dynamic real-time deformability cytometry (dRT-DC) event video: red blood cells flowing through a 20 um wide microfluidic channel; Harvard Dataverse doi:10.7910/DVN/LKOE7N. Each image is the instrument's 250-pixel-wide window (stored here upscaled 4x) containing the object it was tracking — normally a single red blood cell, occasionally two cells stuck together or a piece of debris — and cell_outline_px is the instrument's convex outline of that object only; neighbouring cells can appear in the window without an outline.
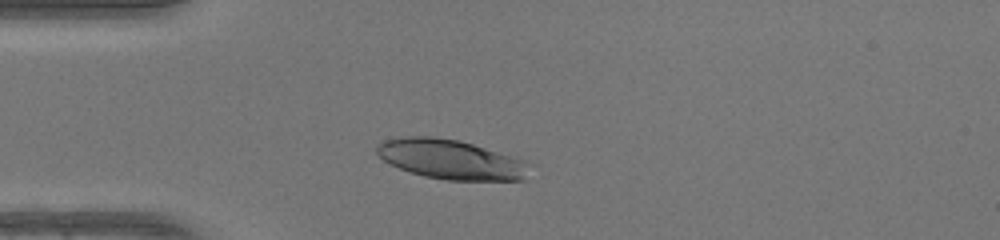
{"species": "human", "species_latin": "Homo sapiens", "temperature_condition": "warm", "stored_images_in_passage": 43, "camera_frame_rate_fps": 3000, "um_per_image_px": 0.085, "donor": {"sex": "female"}, "frame": {"image": 1, "passage_image": 7, "time_ms": 2.0, "image_size_px": [1000, 240], "cell_outline_px": [[536, 164], [524, 180], [448, 180], [424, 176], [400, 168], [384, 160], [376, 152], [376, 144], [380, 140], [404, 136], [432, 136], [460, 140], [524, 160]], "centroid_in_image_um": [38.36, 13.54], "position_along_channel_um": 46.6, "area_um2": 35.55}}
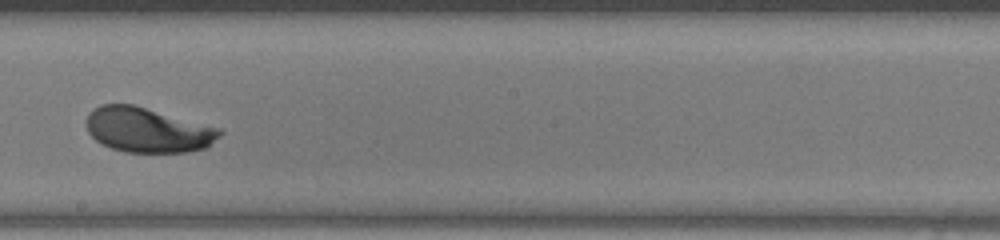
{"frame": {"image": 2, "passage_image": 22, "time_ms": 7.0, "image_size_px": [1000, 240], "cell_outline_px": [[224, 132], [220, 136], [204, 148], [188, 152], [124, 152], [100, 144], [88, 132], [84, 124], [88, 112], [92, 108], [100, 104], [132, 104], [224, 128]], "centroid_in_image_um": [12.54, 11.03], "position_along_channel_um": 235.7, "area_um2": 35.37}}
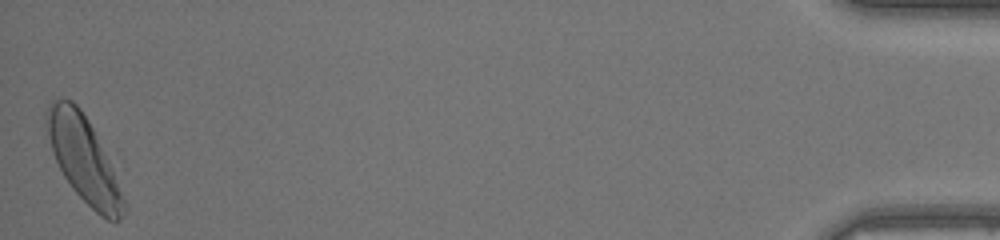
{"frame": {"image": 3, "passage_image": 43, "time_ms": 14.0, "image_size_px": [1000, 240], "cell_outline_px": [[124, 212], [120, 220], [108, 220], [100, 216], [72, 188], [64, 176], [52, 152], [44, 124], [44, 112], [48, 104], [52, 100], [72, 100], [80, 108], [88, 120], [108, 160], [124, 200]], "centroid_in_image_um": [7.04, 13.48], "position_along_channel_um": 428.2, "area_um2": 37.34}, "authors_computed_cell_mechanics": {"area_um2": 35.3158, "velocity_mm_per_s": 4.1418, "shape_relaxation_time_tau1_ms": 1.9238, "shape_relaxation_time_tau2_ms": null, "deformation_change_tau1": 0.1254, "deformation_change_tau2": null}}